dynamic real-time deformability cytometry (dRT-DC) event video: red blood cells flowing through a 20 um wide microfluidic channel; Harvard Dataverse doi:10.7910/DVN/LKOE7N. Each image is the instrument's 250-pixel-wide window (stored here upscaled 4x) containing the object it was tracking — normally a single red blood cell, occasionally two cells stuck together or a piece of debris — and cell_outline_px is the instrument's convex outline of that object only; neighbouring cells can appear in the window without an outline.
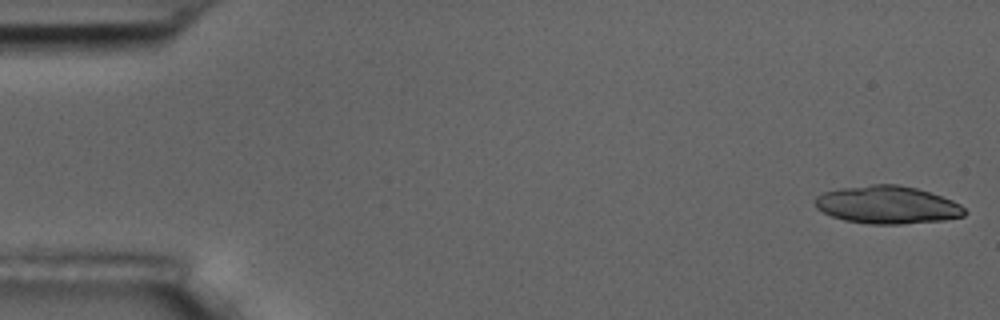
{"species": "common noctule bat (a hibernating species)", "species_latin": "Nyctalus noctula", "temperature_condition": "room temperature", "stored_images_in_passage": 2, "segment_of_instrument_passage": [2, 2], "camera_frame_rate_fps": 3000, "um_per_image_px": 0.085, "animal": {"sex": "male", "body_mass_g": 17.5, "forearm_length_mm": 52.3}, "frame": {"image": 1, "passage_image": 2, "time_ms": 2.333, "image_size_px": [1000, 320], "cell_outline_px": [[968, 212], [964, 216], [944, 220], [900, 224], [868, 224], [844, 220], [832, 216], [816, 208], [816, 196], [824, 192], [840, 188], [872, 184], [896, 184], [916, 188], [952, 200], [960, 204]], "centroid_in_image_um": [75.43, 17.42], "position_along_channel_um": 9.6, "area_um2": 32.83}}